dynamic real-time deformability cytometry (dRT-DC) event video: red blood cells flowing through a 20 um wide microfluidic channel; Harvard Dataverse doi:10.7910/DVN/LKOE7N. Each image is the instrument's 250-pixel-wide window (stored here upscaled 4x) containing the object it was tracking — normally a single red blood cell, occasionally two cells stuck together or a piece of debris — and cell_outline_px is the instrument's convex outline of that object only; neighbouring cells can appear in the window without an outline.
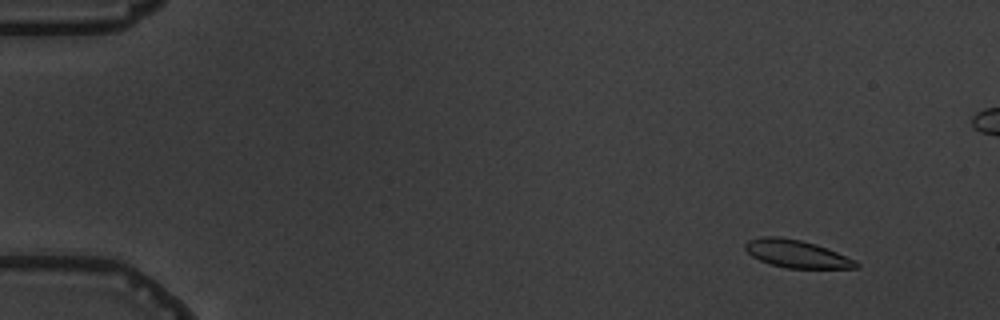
{"species": "common noctule bat (a hibernating species)", "species_latin": "Nyctalus noctula", "temperature_condition": "warm", "stored_images_in_passage": 6, "camera_frame_rate_fps": 3000, "um_per_image_px": 0.085, "animal": {"sex": "male", "body_mass_g": 19.5, "forearm_length_mm": 54.6}, "frame": {"image": 1, "passage_image": 2, "time_ms": 1.0, "image_size_px": [1000, 320], "cell_outline_px": [[860, 264], [856, 268], [784, 268], [760, 260], [752, 256], [744, 248], [744, 244], [748, 240], [764, 236], [780, 236], [800, 240], [816, 244], [856, 260]], "centroid_in_image_um": [67.7, 21.57], "position_along_channel_um": 17.3, "area_um2": 17.8}}